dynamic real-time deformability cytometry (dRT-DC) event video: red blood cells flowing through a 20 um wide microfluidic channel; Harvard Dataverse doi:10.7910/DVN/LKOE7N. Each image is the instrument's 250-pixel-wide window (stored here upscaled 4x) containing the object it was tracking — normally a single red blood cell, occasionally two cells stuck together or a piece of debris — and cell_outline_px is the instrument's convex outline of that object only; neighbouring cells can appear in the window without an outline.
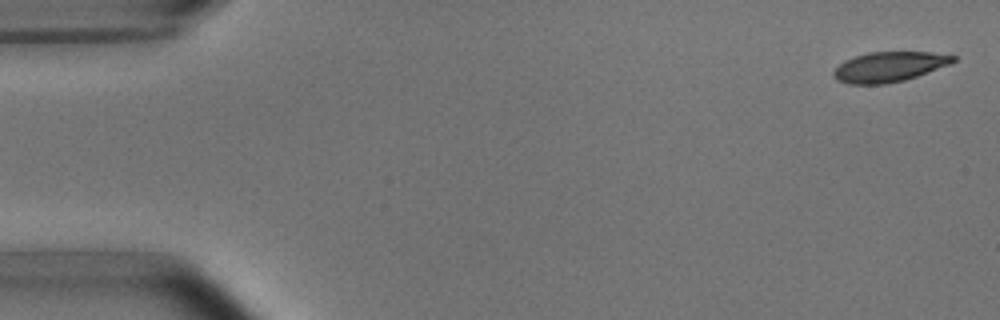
{"species": "common noctule bat (a hibernating species)", "species_latin": "Nyctalus noctula", "temperature_condition": "room temperature", "stored_images_in_passage": 4, "camera_frame_rate_fps": 3000, "um_per_image_px": 0.085, "animal": {"sex": "male", "body_mass_g": 15.6}, "frame": {"image": 1, "passage_image": 1, "time_ms": 0.0, "image_size_px": [1000, 320], "cell_outline_px": [[956, 60], [948, 64], [916, 76], [904, 80], [884, 84], [848, 84], [836, 80], [832, 76], [832, 72], [844, 60], [868, 52], [932, 52], [956, 56]], "centroid_in_image_um": [75.52, 5.68], "position_along_channel_um": 9.5, "area_um2": 20.75}}